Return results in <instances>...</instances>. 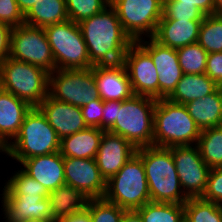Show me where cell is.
<instances>
[{"mask_svg": "<svg viewBox=\"0 0 222 222\" xmlns=\"http://www.w3.org/2000/svg\"><path fill=\"white\" fill-rule=\"evenodd\" d=\"M44 31L51 47L56 69H87L93 65L78 23L67 20L46 26Z\"/></svg>", "mask_w": 222, "mask_h": 222, "instance_id": "cell-8", "label": "cell"}, {"mask_svg": "<svg viewBox=\"0 0 222 222\" xmlns=\"http://www.w3.org/2000/svg\"><path fill=\"white\" fill-rule=\"evenodd\" d=\"M53 222H92L90 218V214L87 210L83 212H77L68 217H62L54 220Z\"/></svg>", "mask_w": 222, "mask_h": 222, "instance_id": "cell-44", "label": "cell"}, {"mask_svg": "<svg viewBox=\"0 0 222 222\" xmlns=\"http://www.w3.org/2000/svg\"><path fill=\"white\" fill-rule=\"evenodd\" d=\"M205 15L194 5L176 0H164L163 15L160 20L202 21Z\"/></svg>", "mask_w": 222, "mask_h": 222, "instance_id": "cell-36", "label": "cell"}, {"mask_svg": "<svg viewBox=\"0 0 222 222\" xmlns=\"http://www.w3.org/2000/svg\"><path fill=\"white\" fill-rule=\"evenodd\" d=\"M31 106L0 88V152L18 135Z\"/></svg>", "mask_w": 222, "mask_h": 222, "instance_id": "cell-21", "label": "cell"}, {"mask_svg": "<svg viewBox=\"0 0 222 222\" xmlns=\"http://www.w3.org/2000/svg\"><path fill=\"white\" fill-rule=\"evenodd\" d=\"M156 101L141 95L116 101V121L107 131L124 137L136 148L152 146Z\"/></svg>", "mask_w": 222, "mask_h": 222, "instance_id": "cell-3", "label": "cell"}, {"mask_svg": "<svg viewBox=\"0 0 222 222\" xmlns=\"http://www.w3.org/2000/svg\"><path fill=\"white\" fill-rule=\"evenodd\" d=\"M38 108L46 116L60 140L88 127L80 107L55 100L50 95L40 103Z\"/></svg>", "mask_w": 222, "mask_h": 222, "instance_id": "cell-18", "label": "cell"}, {"mask_svg": "<svg viewBox=\"0 0 222 222\" xmlns=\"http://www.w3.org/2000/svg\"><path fill=\"white\" fill-rule=\"evenodd\" d=\"M85 123L88 127H97L102 129V116L104 101L101 98L80 107Z\"/></svg>", "mask_w": 222, "mask_h": 222, "instance_id": "cell-39", "label": "cell"}, {"mask_svg": "<svg viewBox=\"0 0 222 222\" xmlns=\"http://www.w3.org/2000/svg\"><path fill=\"white\" fill-rule=\"evenodd\" d=\"M197 43L207 53L222 52V14L205 15L199 29Z\"/></svg>", "mask_w": 222, "mask_h": 222, "instance_id": "cell-32", "label": "cell"}, {"mask_svg": "<svg viewBox=\"0 0 222 222\" xmlns=\"http://www.w3.org/2000/svg\"><path fill=\"white\" fill-rule=\"evenodd\" d=\"M116 121V100L104 101L102 130L107 131Z\"/></svg>", "mask_w": 222, "mask_h": 222, "instance_id": "cell-42", "label": "cell"}, {"mask_svg": "<svg viewBox=\"0 0 222 222\" xmlns=\"http://www.w3.org/2000/svg\"><path fill=\"white\" fill-rule=\"evenodd\" d=\"M196 6L204 15L214 14L213 0H176Z\"/></svg>", "mask_w": 222, "mask_h": 222, "instance_id": "cell-43", "label": "cell"}, {"mask_svg": "<svg viewBox=\"0 0 222 222\" xmlns=\"http://www.w3.org/2000/svg\"><path fill=\"white\" fill-rule=\"evenodd\" d=\"M137 148L124 137L105 131L96 155L97 166L106 182L136 154Z\"/></svg>", "mask_w": 222, "mask_h": 222, "instance_id": "cell-16", "label": "cell"}, {"mask_svg": "<svg viewBox=\"0 0 222 222\" xmlns=\"http://www.w3.org/2000/svg\"><path fill=\"white\" fill-rule=\"evenodd\" d=\"M0 21L12 28L24 24V15L16 0H0Z\"/></svg>", "mask_w": 222, "mask_h": 222, "instance_id": "cell-38", "label": "cell"}, {"mask_svg": "<svg viewBox=\"0 0 222 222\" xmlns=\"http://www.w3.org/2000/svg\"><path fill=\"white\" fill-rule=\"evenodd\" d=\"M104 198L126 211L137 210L151 201L145 168L137 153L106 182Z\"/></svg>", "mask_w": 222, "mask_h": 222, "instance_id": "cell-7", "label": "cell"}, {"mask_svg": "<svg viewBox=\"0 0 222 222\" xmlns=\"http://www.w3.org/2000/svg\"><path fill=\"white\" fill-rule=\"evenodd\" d=\"M49 72L11 57L0 63V88L38 107L49 95Z\"/></svg>", "mask_w": 222, "mask_h": 222, "instance_id": "cell-6", "label": "cell"}, {"mask_svg": "<svg viewBox=\"0 0 222 222\" xmlns=\"http://www.w3.org/2000/svg\"><path fill=\"white\" fill-rule=\"evenodd\" d=\"M201 130L189 115L187 107L157 99L154 108L153 146L172 147L196 145Z\"/></svg>", "mask_w": 222, "mask_h": 222, "instance_id": "cell-5", "label": "cell"}, {"mask_svg": "<svg viewBox=\"0 0 222 222\" xmlns=\"http://www.w3.org/2000/svg\"><path fill=\"white\" fill-rule=\"evenodd\" d=\"M121 222H143L141 216L135 210L125 211Z\"/></svg>", "mask_w": 222, "mask_h": 222, "instance_id": "cell-45", "label": "cell"}, {"mask_svg": "<svg viewBox=\"0 0 222 222\" xmlns=\"http://www.w3.org/2000/svg\"><path fill=\"white\" fill-rule=\"evenodd\" d=\"M20 11L25 15L37 2V0H16Z\"/></svg>", "mask_w": 222, "mask_h": 222, "instance_id": "cell-46", "label": "cell"}, {"mask_svg": "<svg viewBox=\"0 0 222 222\" xmlns=\"http://www.w3.org/2000/svg\"><path fill=\"white\" fill-rule=\"evenodd\" d=\"M135 211L143 222H185L184 204L150 201Z\"/></svg>", "mask_w": 222, "mask_h": 222, "instance_id": "cell-29", "label": "cell"}, {"mask_svg": "<svg viewBox=\"0 0 222 222\" xmlns=\"http://www.w3.org/2000/svg\"><path fill=\"white\" fill-rule=\"evenodd\" d=\"M12 30L10 25L0 21V63L9 57Z\"/></svg>", "mask_w": 222, "mask_h": 222, "instance_id": "cell-41", "label": "cell"}, {"mask_svg": "<svg viewBox=\"0 0 222 222\" xmlns=\"http://www.w3.org/2000/svg\"><path fill=\"white\" fill-rule=\"evenodd\" d=\"M202 199L222 204V167L211 168Z\"/></svg>", "mask_w": 222, "mask_h": 222, "instance_id": "cell-37", "label": "cell"}, {"mask_svg": "<svg viewBox=\"0 0 222 222\" xmlns=\"http://www.w3.org/2000/svg\"><path fill=\"white\" fill-rule=\"evenodd\" d=\"M2 211L5 222H21L24 219H52L48 197L38 196H2Z\"/></svg>", "mask_w": 222, "mask_h": 222, "instance_id": "cell-19", "label": "cell"}, {"mask_svg": "<svg viewBox=\"0 0 222 222\" xmlns=\"http://www.w3.org/2000/svg\"><path fill=\"white\" fill-rule=\"evenodd\" d=\"M185 222H222L220 204L199 198L184 203Z\"/></svg>", "mask_w": 222, "mask_h": 222, "instance_id": "cell-31", "label": "cell"}, {"mask_svg": "<svg viewBox=\"0 0 222 222\" xmlns=\"http://www.w3.org/2000/svg\"><path fill=\"white\" fill-rule=\"evenodd\" d=\"M105 130L87 127L60 140L59 153L63 157L95 159Z\"/></svg>", "mask_w": 222, "mask_h": 222, "instance_id": "cell-23", "label": "cell"}, {"mask_svg": "<svg viewBox=\"0 0 222 222\" xmlns=\"http://www.w3.org/2000/svg\"><path fill=\"white\" fill-rule=\"evenodd\" d=\"M59 149L60 139L56 131L41 110L32 107L26 114L18 135L2 154L21 163L24 159L56 153Z\"/></svg>", "mask_w": 222, "mask_h": 222, "instance_id": "cell-4", "label": "cell"}, {"mask_svg": "<svg viewBox=\"0 0 222 222\" xmlns=\"http://www.w3.org/2000/svg\"><path fill=\"white\" fill-rule=\"evenodd\" d=\"M123 63L134 95L159 99L158 72L151 56L134 42L126 51Z\"/></svg>", "mask_w": 222, "mask_h": 222, "instance_id": "cell-13", "label": "cell"}, {"mask_svg": "<svg viewBox=\"0 0 222 222\" xmlns=\"http://www.w3.org/2000/svg\"><path fill=\"white\" fill-rule=\"evenodd\" d=\"M169 148L184 194L188 198L202 197L211 168L202 159L197 145Z\"/></svg>", "mask_w": 222, "mask_h": 222, "instance_id": "cell-12", "label": "cell"}, {"mask_svg": "<svg viewBox=\"0 0 222 222\" xmlns=\"http://www.w3.org/2000/svg\"><path fill=\"white\" fill-rule=\"evenodd\" d=\"M205 74L222 87V52L208 53Z\"/></svg>", "mask_w": 222, "mask_h": 222, "instance_id": "cell-40", "label": "cell"}, {"mask_svg": "<svg viewBox=\"0 0 222 222\" xmlns=\"http://www.w3.org/2000/svg\"><path fill=\"white\" fill-rule=\"evenodd\" d=\"M65 184L82 191L88 198H103L106 180L96 159L64 157Z\"/></svg>", "mask_w": 222, "mask_h": 222, "instance_id": "cell-15", "label": "cell"}, {"mask_svg": "<svg viewBox=\"0 0 222 222\" xmlns=\"http://www.w3.org/2000/svg\"><path fill=\"white\" fill-rule=\"evenodd\" d=\"M189 115L198 128L205 129L222 126V87L219 86L213 93L201 99L185 104Z\"/></svg>", "mask_w": 222, "mask_h": 222, "instance_id": "cell-24", "label": "cell"}, {"mask_svg": "<svg viewBox=\"0 0 222 222\" xmlns=\"http://www.w3.org/2000/svg\"><path fill=\"white\" fill-rule=\"evenodd\" d=\"M183 74H204L206 70V50L198 43L176 50Z\"/></svg>", "mask_w": 222, "mask_h": 222, "instance_id": "cell-33", "label": "cell"}, {"mask_svg": "<svg viewBox=\"0 0 222 222\" xmlns=\"http://www.w3.org/2000/svg\"><path fill=\"white\" fill-rule=\"evenodd\" d=\"M147 178L152 202L184 204V194L170 148L146 146L137 148Z\"/></svg>", "mask_w": 222, "mask_h": 222, "instance_id": "cell-2", "label": "cell"}, {"mask_svg": "<svg viewBox=\"0 0 222 222\" xmlns=\"http://www.w3.org/2000/svg\"><path fill=\"white\" fill-rule=\"evenodd\" d=\"M18 171V172H17ZM5 182L1 196H38L48 197L49 191L39 182L27 175L21 168Z\"/></svg>", "mask_w": 222, "mask_h": 222, "instance_id": "cell-30", "label": "cell"}, {"mask_svg": "<svg viewBox=\"0 0 222 222\" xmlns=\"http://www.w3.org/2000/svg\"><path fill=\"white\" fill-rule=\"evenodd\" d=\"M125 32L136 42L153 37L163 15L164 0H110Z\"/></svg>", "mask_w": 222, "mask_h": 222, "instance_id": "cell-9", "label": "cell"}, {"mask_svg": "<svg viewBox=\"0 0 222 222\" xmlns=\"http://www.w3.org/2000/svg\"><path fill=\"white\" fill-rule=\"evenodd\" d=\"M49 95L78 107L100 98L92 67L54 70L49 74Z\"/></svg>", "mask_w": 222, "mask_h": 222, "instance_id": "cell-10", "label": "cell"}, {"mask_svg": "<svg viewBox=\"0 0 222 222\" xmlns=\"http://www.w3.org/2000/svg\"><path fill=\"white\" fill-rule=\"evenodd\" d=\"M21 222H52V221L46 219H24Z\"/></svg>", "mask_w": 222, "mask_h": 222, "instance_id": "cell-48", "label": "cell"}, {"mask_svg": "<svg viewBox=\"0 0 222 222\" xmlns=\"http://www.w3.org/2000/svg\"><path fill=\"white\" fill-rule=\"evenodd\" d=\"M78 24L93 66L123 62L126 51L134 43L110 4Z\"/></svg>", "mask_w": 222, "mask_h": 222, "instance_id": "cell-1", "label": "cell"}, {"mask_svg": "<svg viewBox=\"0 0 222 222\" xmlns=\"http://www.w3.org/2000/svg\"><path fill=\"white\" fill-rule=\"evenodd\" d=\"M109 4L110 0H66L69 20L75 23L99 14Z\"/></svg>", "mask_w": 222, "mask_h": 222, "instance_id": "cell-35", "label": "cell"}, {"mask_svg": "<svg viewBox=\"0 0 222 222\" xmlns=\"http://www.w3.org/2000/svg\"><path fill=\"white\" fill-rule=\"evenodd\" d=\"M94 80L103 101H124L134 94L123 62L92 66Z\"/></svg>", "mask_w": 222, "mask_h": 222, "instance_id": "cell-17", "label": "cell"}, {"mask_svg": "<svg viewBox=\"0 0 222 222\" xmlns=\"http://www.w3.org/2000/svg\"><path fill=\"white\" fill-rule=\"evenodd\" d=\"M147 40L143 38L136 42L151 56L155 64L159 77V99H167L183 75L177 51L159 44L152 37Z\"/></svg>", "mask_w": 222, "mask_h": 222, "instance_id": "cell-14", "label": "cell"}, {"mask_svg": "<svg viewBox=\"0 0 222 222\" xmlns=\"http://www.w3.org/2000/svg\"><path fill=\"white\" fill-rule=\"evenodd\" d=\"M214 14H222V0H213Z\"/></svg>", "mask_w": 222, "mask_h": 222, "instance_id": "cell-47", "label": "cell"}, {"mask_svg": "<svg viewBox=\"0 0 222 222\" xmlns=\"http://www.w3.org/2000/svg\"><path fill=\"white\" fill-rule=\"evenodd\" d=\"M202 21L160 20L153 39L159 44L179 49L198 42Z\"/></svg>", "mask_w": 222, "mask_h": 222, "instance_id": "cell-22", "label": "cell"}, {"mask_svg": "<svg viewBox=\"0 0 222 222\" xmlns=\"http://www.w3.org/2000/svg\"><path fill=\"white\" fill-rule=\"evenodd\" d=\"M48 198L53 220L83 212L90 199L82 191L66 184L50 191Z\"/></svg>", "mask_w": 222, "mask_h": 222, "instance_id": "cell-26", "label": "cell"}, {"mask_svg": "<svg viewBox=\"0 0 222 222\" xmlns=\"http://www.w3.org/2000/svg\"><path fill=\"white\" fill-rule=\"evenodd\" d=\"M86 210L92 222H121L122 215L126 211L104 197L89 199Z\"/></svg>", "mask_w": 222, "mask_h": 222, "instance_id": "cell-34", "label": "cell"}, {"mask_svg": "<svg viewBox=\"0 0 222 222\" xmlns=\"http://www.w3.org/2000/svg\"><path fill=\"white\" fill-rule=\"evenodd\" d=\"M196 145L210 168L222 167V126L202 130Z\"/></svg>", "mask_w": 222, "mask_h": 222, "instance_id": "cell-28", "label": "cell"}, {"mask_svg": "<svg viewBox=\"0 0 222 222\" xmlns=\"http://www.w3.org/2000/svg\"><path fill=\"white\" fill-rule=\"evenodd\" d=\"M68 19L66 0H37L24 15V24L45 28Z\"/></svg>", "mask_w": 222, "mask_h": 222, "instance_id": "cell-27", "label": "cell"}, {"mask_svg": "<svg viewBox=\"0 0 222 222\" xmlns=\"http://www.w3.org/2000/svg\"><path fill=\"white\" fill-rule=\"evenodd\" d=\"M9 57L43 68L55 70V61L44 28L26 24L13 27Z\"/></svg>", "mask_w": 222, "mask_h": 222, "instance_id": "cell-11", "label": "cell"}, {"mask_svg": "<svg viewBox=\"0 0 222 222\" xmlns=\"http://www.w3.org/2000/svg\"><path fill=\"white\" fill-rule=\"evenodd\" d=\"M21 169L49 192L65 185L64 157L58 152L24 159Z\"/></svg>", "mask_w": 222, "mask_h": 222, "instance_id": "cell-20", "label": "cell"}, {"mask_svg": "<svg viewBox=\"0 0 222 222\" xmlns=\"http://www.w3.org/2000/svg\"><path fill=\"white\" fill-rule=\"evenodd\" d=\"M219 86L204 74H183L175 90L167 98L170 102L185 105L213 93Z\"/></svg>", "mask_w": 222, "mask_h": 222, "instance_id": "cell-25", "label": "cell"}]
</instances>
